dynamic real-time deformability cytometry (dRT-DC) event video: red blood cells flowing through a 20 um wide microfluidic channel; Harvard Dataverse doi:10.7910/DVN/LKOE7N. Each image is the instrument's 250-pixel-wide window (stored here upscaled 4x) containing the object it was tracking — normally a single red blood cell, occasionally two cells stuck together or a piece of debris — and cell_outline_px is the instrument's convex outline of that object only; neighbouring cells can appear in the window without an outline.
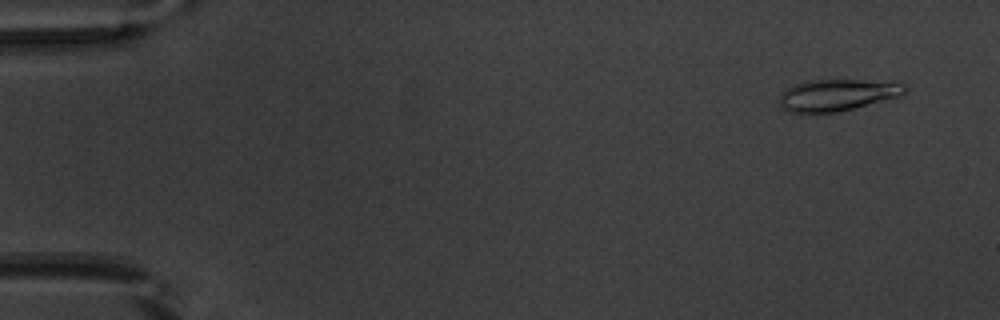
{"species": "common noctule bat (a hibernating species)", "species_latin": "Nyctalus noctula", "temperature_condition": "warm", "stored_images_in_passage": 52, "camera_frame_rate_fps": 3000, "um_per_image_px": 0.085, "animal": {"sex": "male", "body_mass_g": 20.1, "forearm_length_mm": 53.5}, "frame": {"image": 1, "passage_image": 4, "time_ms": 1.0, "image_size_px": [1000, 320], "cell_outline_px": [[908, 88], [900, 96], [840, 112], [812, 116], [800, 116], [788, 112], [780, 108], [780, 96], [788, 88], [804, 80], [860, 80], [908, 84]], "centroid_in_image_um": [71.08, 8.14], "position_along_channel_um": 13.9, "area_um2": 23.93}}
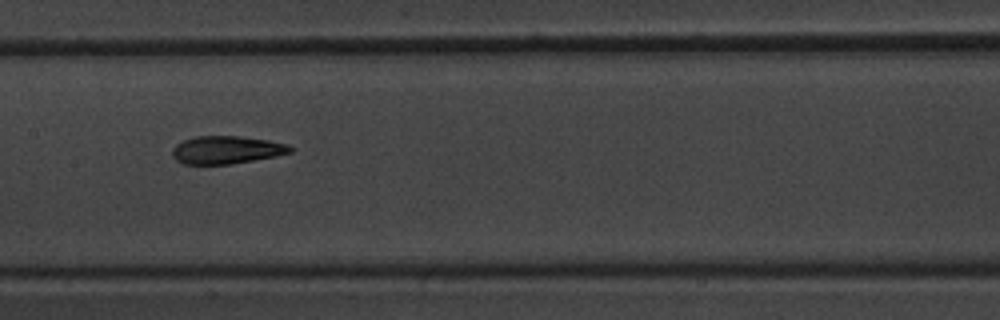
{"frame": {"image": 2, "passage_image": 27, "time_ms": 8.667, "image_size_px": [1000, 320], "cell_outline_px": [[296, 148], [292, 152], [276, 156], [228, 164], [184, 164], [176, 160], [172, 156], [172, 148], [176, 144], [192, 136], [240, 136], [268, 140], [288, 144]], "centroid_in_image_um": [19.26, 12.73], "position_along_channel_um": 188.1, "area_um2": 19.25}}
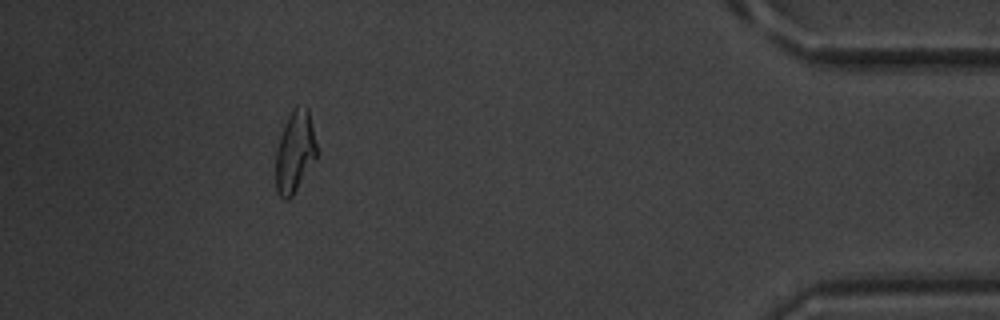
{"frame": {"image": 3, "passage_image": 48, "time_ms": 15.667, "image_size_px": [1000, 320], "cell_outline_px": [[320, 152], [316, 160], [292, 196], [288, 200], [284, 200], [276, 192], [276, 148], [284, 124], [292, 108], [296, 104], [308, 108]], "centroid_in_image_um": [25.1, 12.88], "position_along_channel_um": 410.1, "area_um2": 20.11}, "authors_computed_cell_mechanics": {"area_um2": 19.941, "velocity_mm_per_s": 3.9115, "shape_relaxation_time_tau1_ms": 5.8802, "shape_relaxation_time_tau2_ms": 2.0524, "deformation_change_tau1": 0.2047, "deformation_change_tau2": 0.0914}}